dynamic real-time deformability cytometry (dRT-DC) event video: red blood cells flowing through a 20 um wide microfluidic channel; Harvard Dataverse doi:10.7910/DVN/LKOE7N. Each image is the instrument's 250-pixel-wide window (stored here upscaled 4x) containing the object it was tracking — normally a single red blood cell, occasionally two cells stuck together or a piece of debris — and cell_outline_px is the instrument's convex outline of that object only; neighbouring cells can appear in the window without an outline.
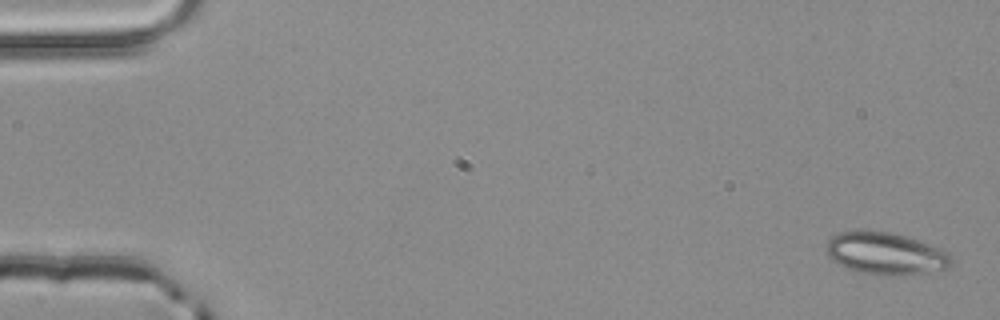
{"species": "common noctule bat (a hibernating species)", "species_latin": "Nyctalus noctula", "temperature_condition": "room temperature", "stored_images_in_passage": 3, "camera_frame_rate_fps": 3000, "um_per_image_px": 0.085, "animal": {"sex": "male", "body_mass_g": 20.4}, "frame": {"image": 1, "passage_image": 1, "time_ms": 0.0, "image_size_px": [1000, 320], "cell_outline_px": [[952, 264], [948, 268], [904, 276], [860, 272], [848, 268], [832, 260], [828, 256], [828, 240], [832, 236], [840, 232], [888, 232], [904, 236], [940, 248], [948, 252], [952, 256]], "centroid_in_image_um": [75.33, 21.57], "position_along_channel_um": 9.7, "area_um2": 30.0}}